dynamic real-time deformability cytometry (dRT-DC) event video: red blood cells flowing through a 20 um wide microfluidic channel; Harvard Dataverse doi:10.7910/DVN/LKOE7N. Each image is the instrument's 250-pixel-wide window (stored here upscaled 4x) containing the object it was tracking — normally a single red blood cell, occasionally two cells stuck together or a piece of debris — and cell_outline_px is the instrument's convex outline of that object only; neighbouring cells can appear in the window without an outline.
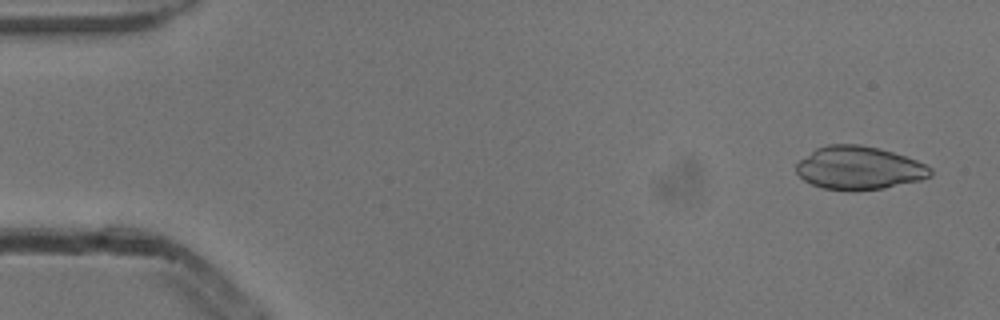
{"species": "common noctule bat (a hibernating species)", "species_latin": "Nyctalus noctula", "temperature_condition": "cold", "stored_images_in_passage": 4, "camera_frame_rate_fps": 3000, "um_per_image_px": 0.085, "animal": {"sex": "male", "body_mass_g": 13.3}, "frame": {"image": 1, "passage_image": 1, "time_ms": 0.0, "image_size_px": [1000, 320], "cell_outline_px": [[932, 176], [920, 180], [884, 188], [852, 192], [824, 188], [812, 184], [804, 180], [796, 172], [796, 164], [800, 160], [816, 148], [828, 144], [860, 144], [880, 148], [916, 160], [932, 168]], "centroid_in_image_um": [73.02, 14.28], "position_along_channel_um": 12.0, "area_um2": 33.93}}